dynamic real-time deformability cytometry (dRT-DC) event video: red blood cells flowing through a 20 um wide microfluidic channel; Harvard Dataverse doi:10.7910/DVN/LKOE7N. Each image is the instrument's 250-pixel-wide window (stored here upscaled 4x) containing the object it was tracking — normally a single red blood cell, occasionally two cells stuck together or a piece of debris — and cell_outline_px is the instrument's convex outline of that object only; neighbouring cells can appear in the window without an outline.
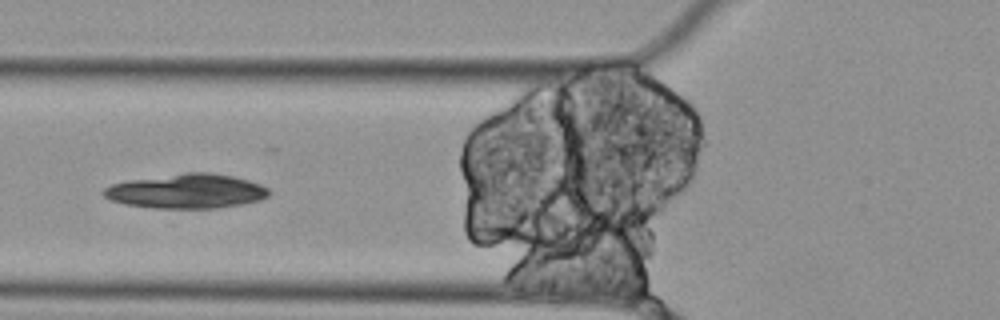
{"species": "Egyptian fruit bat (a non-hibernating species)", "species_latin": "Rousettus aegyptiacus", "temperature_condition": "cold", "stored_images_in_passage": 4, "camera_frame_rate_fps": 3000, "um_per_image_px": 0.085, "animal": {"sex": "female"}, "frame": {"image": 1, "passage_image": 4, "time_ms": 1.0, "image_size_px": [1000, 320], "cell_outline_px": [[272, 192], [268, 196], [260, 200], [240, 204], [216, 208], [156, 208], [124, 204], [112, 200], [104, 196], [104, 188], [112, 184], [128, 180], [184, 172], [212, 172], [232, 176], [248, 180], [260, 184], [268, 188]], "centroid_in_image_um": [15.88, 16.24], "position_along_channel_um": 109.9, "area_um2": 33.18}}